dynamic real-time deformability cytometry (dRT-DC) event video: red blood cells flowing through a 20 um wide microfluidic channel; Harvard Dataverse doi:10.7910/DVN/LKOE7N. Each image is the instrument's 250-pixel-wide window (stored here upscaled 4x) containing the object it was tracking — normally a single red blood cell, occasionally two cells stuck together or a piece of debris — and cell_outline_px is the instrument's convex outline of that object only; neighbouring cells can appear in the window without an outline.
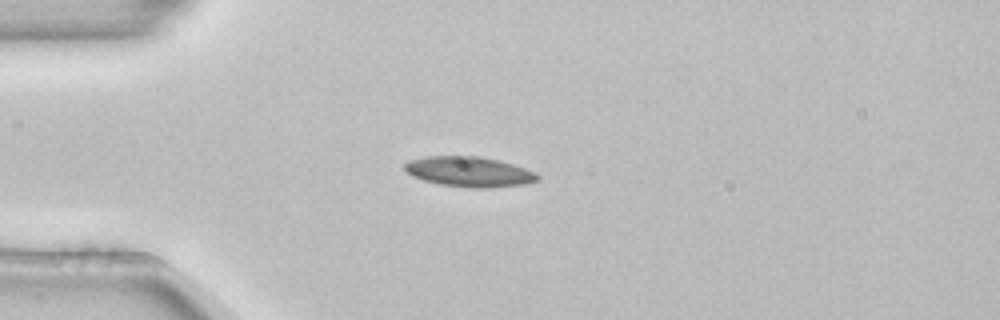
{"species": "common noctule bat (a hibernating species)", "species_latin": "Nyctalus noctula", "temperature_condition": "room temperature", "stored_images_in_passage": 40, "camera_frame_rate_fps": 3000, "um_per_image_px": 0.085, "animal": {"sex": "female", "body_mass_g": 22.7, "forearm_length_mm": 54.2}, "frame": {"image": 1, "passage_image": 1, "time_ms": 0.0, "image_size_px": [1000, 320], "cell_outline_px": [[540, 180], [524, 184], [484, 188], [472, 188], [440, 184], [424, 180], [412, 176], [404, 168], [404, 164], [412, 160], [424, 156], [480, 156], [500, 160], [536, 172], [540, 176]], "centroid_in_image_um": [39.91, 14.59], "position_along_channel_um": 45.1, "area_um2": 23.29}}
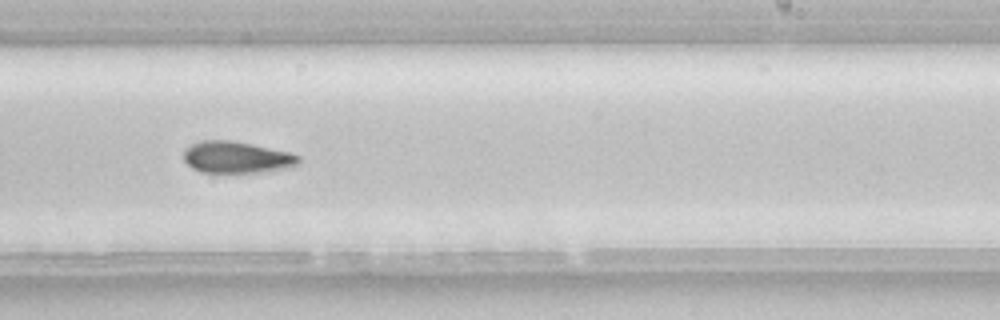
{"frame": {"image": 2, "passage_image": 20, "time_ms": 6.333, "image_size_px": [1000, 320], "cell_outline_px": [[300, 164], [292, 168], [260, 172], [200, 172], [192, 168], [184, 160], [184, 148], [200, 140], [232, 140], [252, 144], [288, 152], [300, 156]], "centroid_in_image_um": [20.13, 13.37], "position_along_channel_um": 268.9, "area_um2": 21.39}}
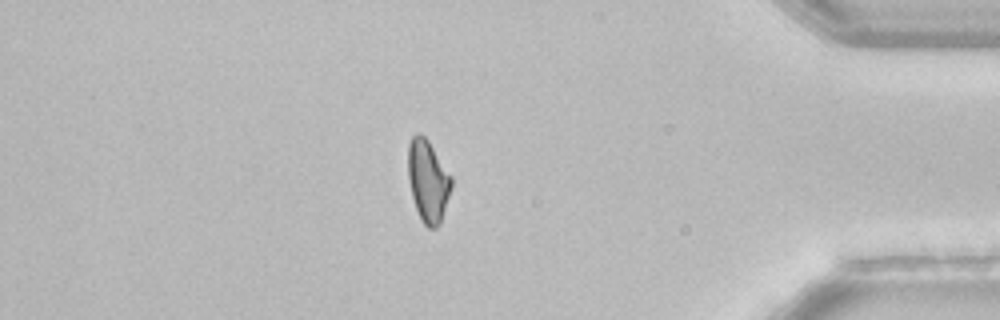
{"frame": {"image": 3, "passage_image": 33, "time_ms": 10.667, "image_size_px": [1000, 320], "cell_outline_px": [[452, 188], [440, 224], [436, 228], [428, 228], [420, 220], [412, 196], [408, 176], [408, 144], [412, 136], [416, 132], [420, 132], [428, 140], [452, 176]], "centroid_in_image_um": [36.38, 15.37], "position_along_channel_um": 398.8, "area_um2": 20.92}}